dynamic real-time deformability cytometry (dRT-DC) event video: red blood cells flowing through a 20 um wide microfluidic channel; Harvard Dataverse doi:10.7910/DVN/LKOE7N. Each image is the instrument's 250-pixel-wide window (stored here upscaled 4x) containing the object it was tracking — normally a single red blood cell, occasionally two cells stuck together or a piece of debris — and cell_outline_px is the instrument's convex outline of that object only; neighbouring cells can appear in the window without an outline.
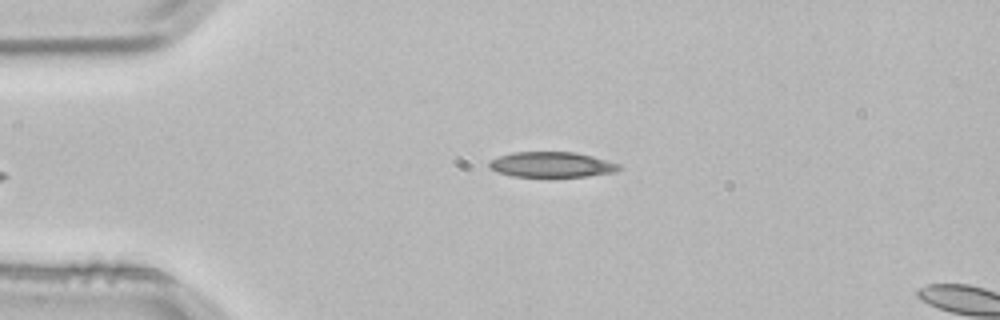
{"species": "common noctule bat (a hibernating species)", "species_latin": "Nyctalus noctula", "temperature_condition": "room temperature", "stored_images_in_passage": 4, "segment_of_instrument_passage": [1, 2], "camera_frame_rate_fps": 3000, "um_per_image_px": 0.085, "animal": {"sex": "male", "body_mass_g": 21.5, "forearm_length_mm": 52.0}, "frame": {"image": 1, "passage_image": 3, "time_ms": 0.667, "image_size_px": [1000, 320], "cell_outline_px": [[624, 168], [616, 172], [584, 176], [512, 176], [496, 172], [488, 164], [492, 160], [500, 156], [512, 152], [576, 152], [592, 156], [620, 164]], "centroid_in_image_um": [46.94, 13.98], "position_along_channel_um": 38.1, "area_um2": 19.02}}